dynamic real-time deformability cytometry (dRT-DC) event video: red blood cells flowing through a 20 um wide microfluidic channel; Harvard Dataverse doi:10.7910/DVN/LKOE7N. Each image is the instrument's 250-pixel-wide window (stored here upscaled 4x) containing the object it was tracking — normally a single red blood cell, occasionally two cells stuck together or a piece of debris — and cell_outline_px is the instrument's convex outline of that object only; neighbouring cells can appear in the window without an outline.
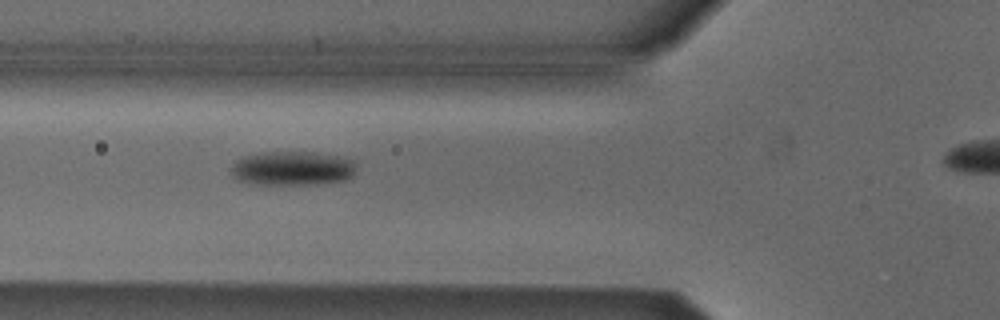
{"species": "Egyptian fruit bat (a non-hibernating species)", "species_latin": "Rousettus aegyptiacus", "temperature_condition": "cold", "stored_images_in_passage": 5, "segment_of_instrument_passage": [1, 2], "camera_frame_rate_fps": 3000, "um_per_image_px": 0.085, "animal": {"sex": "male"}, "frame": {"image": 1, "passage_image": 3, "time_ms": 2.333, "image_size_px": [1000, 320], "cell_outline_px": [[356, 168], [352, 176], [348, 180], [316, 184], [256, 184], [236, 180], [232, 176], [228, 168], [236, 160], [244, 156], [264, 152], [312, 152], [336, 156], [352, 160], [356, 164]], "centroid_in_image_um": [24.81, 14.32], "position_along_channel_um": 101.0, "area_um2": 25.14}}
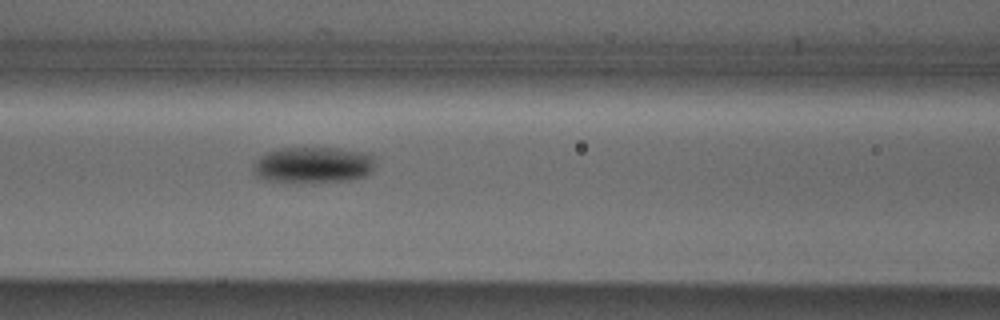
{"frame": {"image": 2, "passage_image": 4, "time_ms": 3.333, "image_size_px": [1000, 320], "cell_outline_px": [[376, 156], [372, 172], [364, 176], [348, 180], [264, 180], [256, 176], [252, 172], [252, 168], [256, 160], [260, 156], [268, 152], [280, 148], [336, 148], [368, 152]], "centroid_in_image_um": [26.65, 13.97], "position_along_channel_um": 139.9, "area_um2": 25.26}}